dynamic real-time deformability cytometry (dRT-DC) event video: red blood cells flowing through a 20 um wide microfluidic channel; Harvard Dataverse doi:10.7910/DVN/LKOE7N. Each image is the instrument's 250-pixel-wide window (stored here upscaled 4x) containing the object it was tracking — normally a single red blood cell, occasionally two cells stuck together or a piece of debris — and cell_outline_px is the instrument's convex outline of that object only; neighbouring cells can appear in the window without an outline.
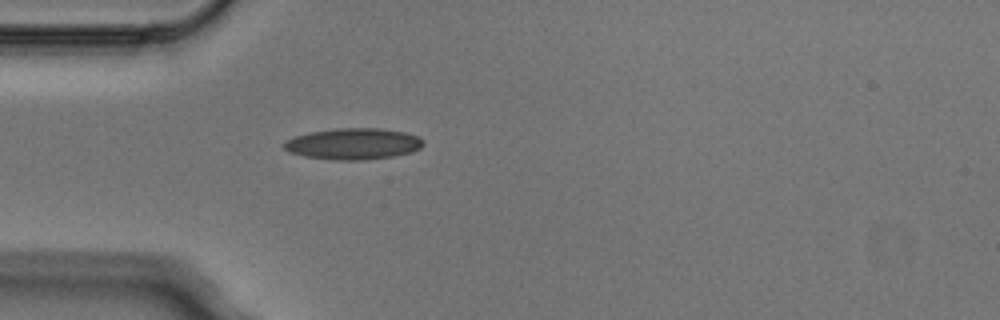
{"species": "Egyptian fruit bat (a non-hibernating species)", "species_latin": "Rousettus aegyptiacus", "temperature_condition": "cold", "stored_images_in_passage": 1, "camera_frame_rate_fps": 3000, "um_per_image_px": 0.085, "animal": {"sex": "male"}, "frame": {"image": 1, "passage_image": 1, "time_ms": 0.0, "image_size_px": [1000, 320], "cell_outline_px": [[424, 144], [420, 148], [412, 152], [392, 156], [364, 160], [336, 160], [304, 156], [288, 152], [284, 148], [284, 144], [288, 140], [296, 136], [308, 132], [336, 128], [380, 128], [404, 132], [416, 136], [424, 140]], "centroid_in_image_um": [30.04, 12.22], "position_along_channel_um": 55.0, "area_um2": 25.32}}